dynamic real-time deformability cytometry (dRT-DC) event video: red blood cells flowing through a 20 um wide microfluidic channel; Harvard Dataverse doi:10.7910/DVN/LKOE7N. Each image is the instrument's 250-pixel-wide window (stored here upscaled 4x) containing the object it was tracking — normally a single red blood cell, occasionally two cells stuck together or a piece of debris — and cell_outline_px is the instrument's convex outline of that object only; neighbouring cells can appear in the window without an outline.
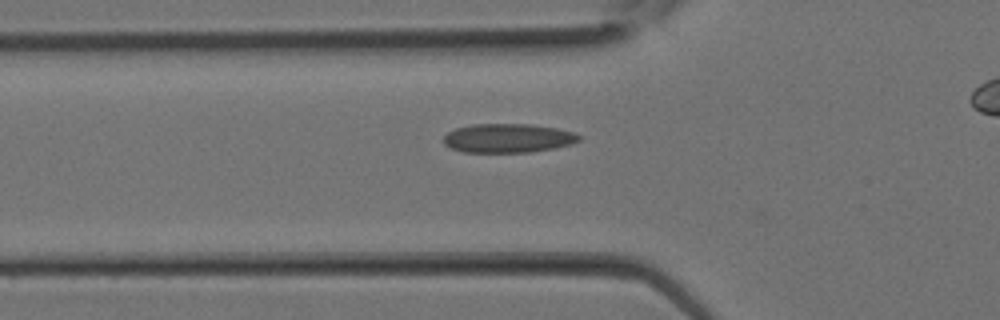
{"species": "Egyptian fruit bat (a non-hibernating species)", "species_latin": "Rousettus aegyptiacus", "temperature_condition": "room temperature", "stored_images_in_passage": 17, "camera_frame_rate_fps": 3000, "um_per_image_px": 0.085, "animal": {"sex": "female"}, "frame": {"image": 1, "passage_image": 10, "time_ms": 3.0, "image_size_px": [1000, 320], "cell_outline_px": [[584, 136], [580, 140], [572, 144], [552, 148], [528, 152], [464, 152], [452, 148], [444, 144], [444, 136], [448, 132], [456, 128], [472, 124], [532, 124], [556, 128], [572, 132]], "centroid_in_image_um": [43.2, 11.73], "position_along_channel_um": 82.6, "area_um2": 22.83}}
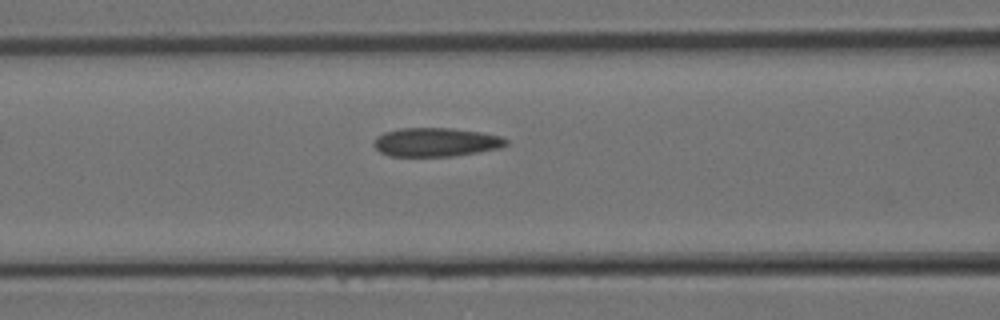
{"frame": {"image": 2, "passage_image": 12, "time_ms": 3.667, "image_size_px": [1000, 320], "cell_outline_px": [[508, 144], [500, 148], [452, 156], [388, 156], [380, 152], [372, 144], [376, 136], [384, 132], [400, 128], [452, 128], [480, 132], [500, 136], [508, 140]], "centroid_in_image_um": [37.02, 12.08], "position_along_channel_um": 129.6, "area_um2": 22.2}}
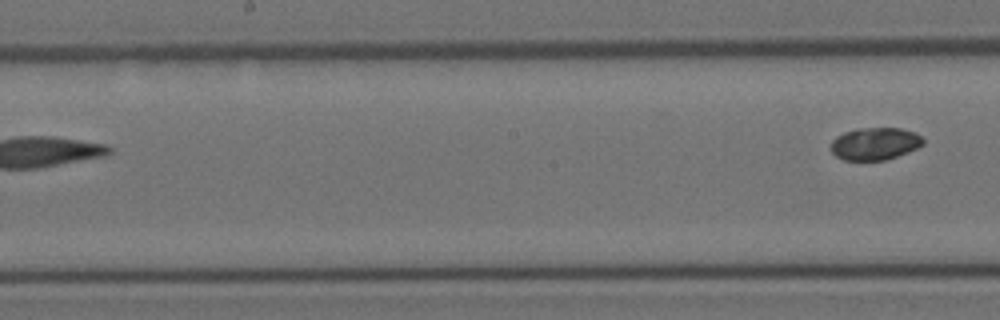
{"frame": {"image": 3, "passage_image": 17, "time_ms": 5.333, "image_size_px": [1000, 320], "cell_outline_px": [[924, 144], [916, 148], [896, 156], [884, 160], [844, 160], [836, 156], [832, 152], [832, 140], [836, 136], [844, 132], [856, 128], [900, 128], [916, 132], [924, 140]], "centroid_in_image_um": [74.36, 12.2], "position_along_channel_um": 173.8, "area_um2": 17.34}}